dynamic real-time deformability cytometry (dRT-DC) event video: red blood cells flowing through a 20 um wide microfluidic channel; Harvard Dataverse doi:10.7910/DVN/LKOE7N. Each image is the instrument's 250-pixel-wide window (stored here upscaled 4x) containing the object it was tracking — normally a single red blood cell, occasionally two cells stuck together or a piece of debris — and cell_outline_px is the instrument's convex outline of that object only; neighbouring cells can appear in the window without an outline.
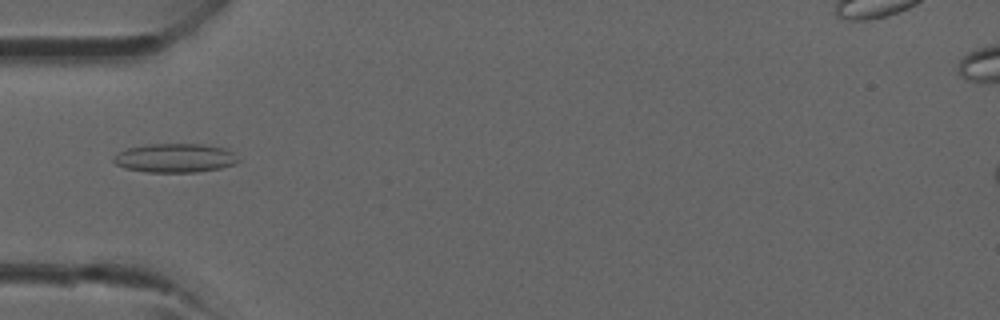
{"species": "common noctule bat (a hibernating species)", "species_latin": "Nyctalus noctula", "temperature_condition": "room temperature", "stored_images_in_passage": 2, "camera_frame_rate_fps": 3000, "um_per_image_px": 0.085, "animal": {"sex": "male", "forearm_length_mm": 52.5}, "frame": {"image": 1, "passage_image": 2, "time_ms": 1.0, "image_size_px": [1000, 320], "cell_outline_px": [[240, 160], [236, 164], [220, 168], [196, 172], [148, 172], [124, 168], [116, 164], [112, 160], [112, 156], [128, 148], [148, 144], [200, 144], [224, 148], [232, 152]], "centroid_in_image_um": [14.87, 13.43], "position_along_channel_um": 70.1, "area_um2": 20.98}}